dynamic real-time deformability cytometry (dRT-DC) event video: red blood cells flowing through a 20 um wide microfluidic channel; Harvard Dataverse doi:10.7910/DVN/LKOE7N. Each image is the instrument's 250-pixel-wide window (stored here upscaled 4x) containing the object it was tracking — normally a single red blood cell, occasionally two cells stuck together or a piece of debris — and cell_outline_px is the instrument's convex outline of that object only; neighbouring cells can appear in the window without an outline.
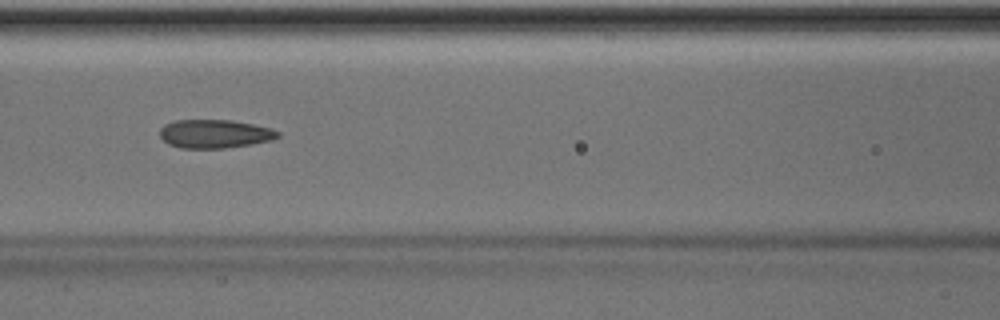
{"species": "Egyptian fruit bat (a non-hibernating species)", "species_latin": "Rousettus aegyptiacus", "temperature_condition": "room temperature", "stored_images_in_passage": 43, "camera_frame_rate_fps": 3000, "um_per_image_px": 0.085, "animal": {"sex": "male"}, "frame": {"image": 1, "passage_image": 20, "time_ms": 6.333, "image_size_px": [1000, 320], "cell_outline_px": [[280, 136], [272, 140], [224, 148], [180, 148], [168, 144], [160, 136], [160, 128], [164, 124], [176, 120], [232, 120], [272, 128], [280, 132]], "centroid_in_image_um": [18.24, 11.37], "position_along_channel_um": 148.4, "area_um2": 19.59}}
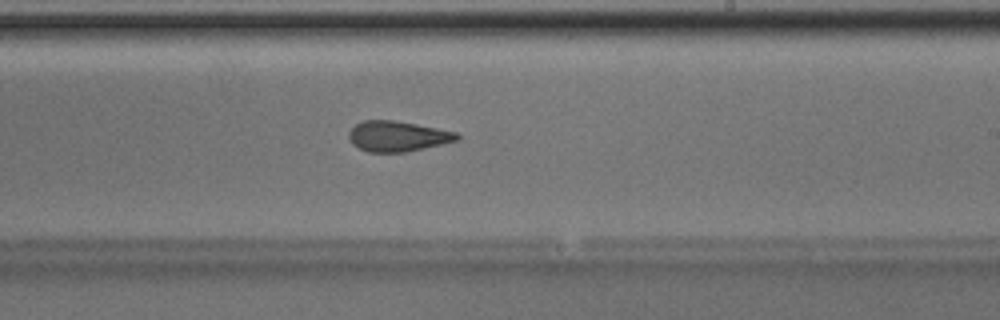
{"frame": {"image": 2, "passage_image": 28, "time_ms": 9.0, "image_size_px": [1000, 320], "cell_outline_px": [[460, 140], [404, 152], [368, 152], [352, 144], [348, 136], [348, 132], [356, 124], [364, 120], [392, 120], [416, 124], [456, 132], [460, 136]], "centroid_in_image_um": [33.78, 11.58], "position_along_channel_um": 255.2, "area_um2": 19.02}}
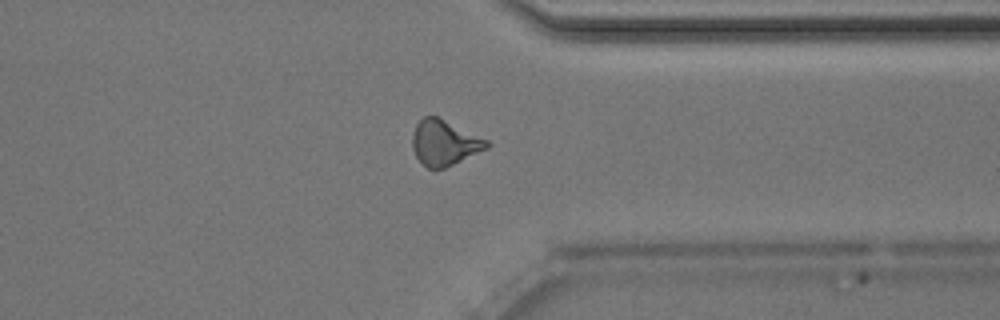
{"frame": {"image": 3, "passage_image": 37, "time_ms": 12.0, "image_size_px": [1000, 320], "cell_outline_px": [[492, 144], [488, 148], [444, 168], [428, 168], [416, 156], [412, 148], [412, 132], [416, 124], [424, 116], [436, 116], [488, 140]], "centroid_in_image_um": [37.77, 12.12], "position_along_channel_um": 373.6, "area_um2": 19.42}, "authors_computed_cell_mechanics": {"area_um2": 19.7098, "velocity_mm_per_s": 4.0171, "shape_relaxation_time_tau1_ms": null, "shape_relaxation_time_tau2_ms": 1.9764, "deformation_change_tau1": null, "deformation_change_tau2": 0.0916}}